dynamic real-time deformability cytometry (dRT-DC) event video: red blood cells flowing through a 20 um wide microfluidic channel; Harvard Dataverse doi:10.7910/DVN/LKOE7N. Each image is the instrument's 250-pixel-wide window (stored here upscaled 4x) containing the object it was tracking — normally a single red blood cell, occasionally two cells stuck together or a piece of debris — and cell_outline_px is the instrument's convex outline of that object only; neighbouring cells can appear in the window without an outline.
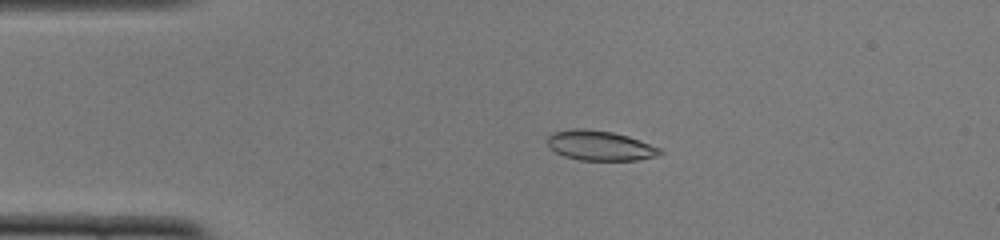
{"species": "common noctule bat (a hibernating species)", "species_latin": "Nyctalus noctula", "temperature_condition": "cold", "stored_images_in_passage": 52, "camera_frame_rate_fps": 3000, "um_per_image_px": 0.085, "animal": {"sex": "female", "body_mass_g": 22.0, "forearm_length_mm": 56.7}, "frame": {"image": 1, "passage_image": 11, "time_ms": 3.333, "image_size_px": [1000, 240], "cell_outline_px": [[664, 152], [656, 156], [640, 160], [580, 160], [564, 156], [548, 148], [548, 136], [552, 132], [572, 128], [584, 128], [612, 132], [628, 136], [640, 140], [660, 148]], "centroid_in_image_um": [50.98, 12.37], "position_along_channel_um": 34.0, "area_um2": 19.71}}
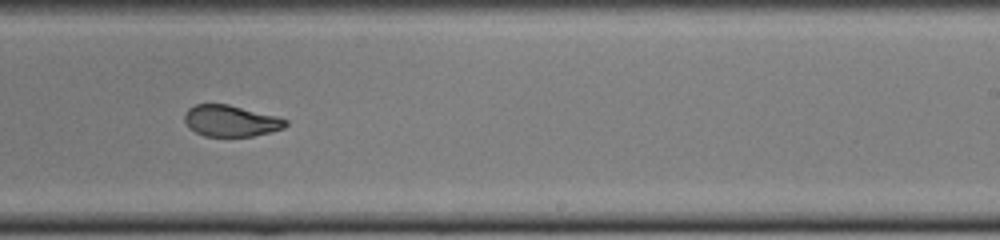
{"frame": {"image": 2, "passage_image": 32, "time_ms": 10.333, "image_size_px": [1000, 240], "cell_outline_px": [[288, 124], [284, 128], [272, 132], [252, 136], [204, 136], [188, 128], [184, 120], [184, 112], [188, 108], [196, 104], [228, 104], [276, 116], [288, 120]], "centroid_in_image_um": [19.6, 10.27], "position_along_channel_um": 269.4, "area_um2": 18.55}}
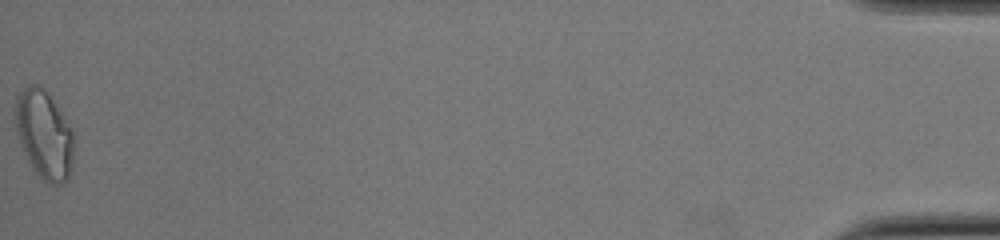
{"frame": {"image": 3, "passage_image": 52, "time_ms": 17.0, "image_size_px": [1000, 240], "cell_outline_px": [[72, 168], [68, 176], [60, 184], [48, 184], [32, 168], [20, 144], [16, 132], [16, 96], [28, 84], [36, 84], [44, 88], [48, 92], [72, 132]], "centroid_in_image_um": [3.72, 11.43], "position_along_channel_um": 431.5, "area_um2": 29.54}, "authors_computed_cell_mechanics": {"area_um2": 19.941, "velocity_mm_per_s": 3.9039, "shape_relaxation_time_tau1_ms": null, "shape_relaxation_time_tau2_ms": 1.1878, "deformation_change_tau1": null, "deformation_change_tau2": 0.0662}}